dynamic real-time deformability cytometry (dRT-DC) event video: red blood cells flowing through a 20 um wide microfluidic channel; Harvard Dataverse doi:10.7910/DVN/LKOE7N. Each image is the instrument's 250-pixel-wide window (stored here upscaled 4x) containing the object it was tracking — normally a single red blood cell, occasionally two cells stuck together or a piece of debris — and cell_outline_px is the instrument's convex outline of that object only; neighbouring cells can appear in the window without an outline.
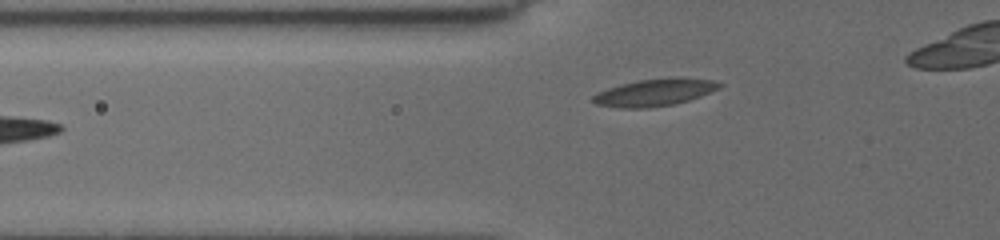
{"species": "common noctule bat (a hibernating species)", "species_latin": "Nyctalus noctula", "temperature_condition": "cold", "stored_images_in_passage": 9, "camera_frame_rate_fps": 3000, "um_per_image_px": 0.085, "animal": {"sex": "female", "body_mass_g": 19.5, "forearm_length_mm": 54.1}, "frame": {"image": 1, "passage_image": 9, "time_ms": 8.333, "image_size_px": [1000, 240], "cell_outline_px": [[724, 84], [720, 88], [700, 96], [688, 100], [672, 104], [648, 108], [620, 108], [596, 104], [592, 100], [592, 96], [596, 92], [620, 84], [636, 80], [668, 76], [676, 76], [712, 80]], "centroid_in_image_um": [55.64, 7.83], "position_along_channel_um": 70.2, "area_um2": 20.35}}